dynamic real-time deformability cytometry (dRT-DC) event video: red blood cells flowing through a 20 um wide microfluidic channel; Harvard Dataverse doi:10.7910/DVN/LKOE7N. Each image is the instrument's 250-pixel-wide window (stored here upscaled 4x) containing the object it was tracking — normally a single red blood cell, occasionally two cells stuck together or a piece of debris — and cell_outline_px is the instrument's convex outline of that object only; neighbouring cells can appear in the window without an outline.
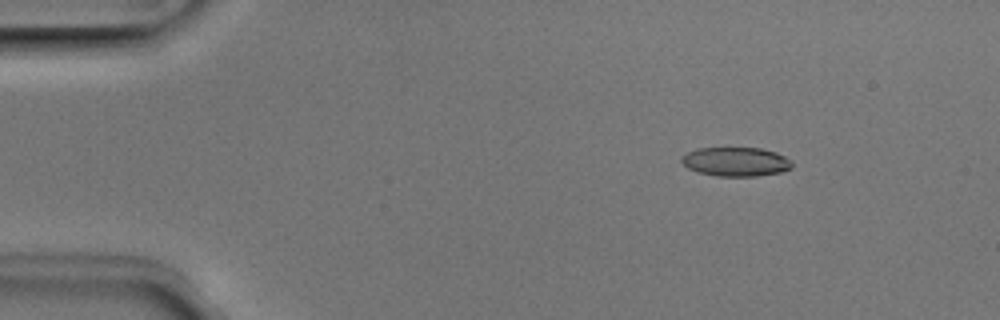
{"species": "Egyptian fruit bat (a non-hibernating species)", "species_latin": "Rousettus aegyptiacus", "temperature_condition": "room temperature", "stored_images_in_passage": 4, "camera_frame_rate_fps": 3000, "um_per_image_px": 0.085, "animal": {"sex": "male"}, "frame": {"image": 1, "passage_image": 2, "time_ms": 0.333, "image_size_px": [1000, 320], "cell_outline_px": [[792, 168], [780, 172], [756, 176], [716, 176], [700, 172], [688, 168], [680, 160], [680, 156], [696, 148], [760, 148], [776, 152], [792, 160]], "centroid_in_image_um": [62.54, 13.74], "position_along_channel_um": 22.5, "area_um2": 18.73}}
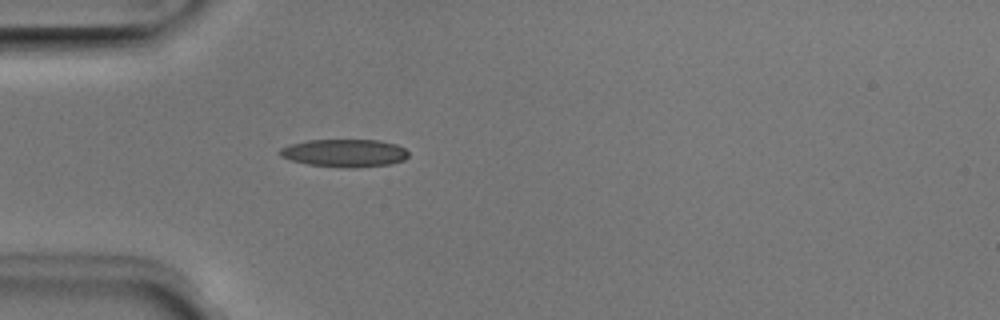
{"frame": {"image": 2, "passage_image": 4, "time_ms": 1.0, "image_size_px": [1000, 320], "cell_outline_px": [[408, 156], [404, 160], [392, 164], [356, 168], [340, 168], [308, 164], [292, 160], [280, 156], [280, 148], [288, 144], [308, 140], [380, 140], [396, 144], [404, 148], [408, 152]], "centroid_in_image_um": [29.3, 13.01], "position_along_channel_um": 55.7, "area_um2": 21.04}}